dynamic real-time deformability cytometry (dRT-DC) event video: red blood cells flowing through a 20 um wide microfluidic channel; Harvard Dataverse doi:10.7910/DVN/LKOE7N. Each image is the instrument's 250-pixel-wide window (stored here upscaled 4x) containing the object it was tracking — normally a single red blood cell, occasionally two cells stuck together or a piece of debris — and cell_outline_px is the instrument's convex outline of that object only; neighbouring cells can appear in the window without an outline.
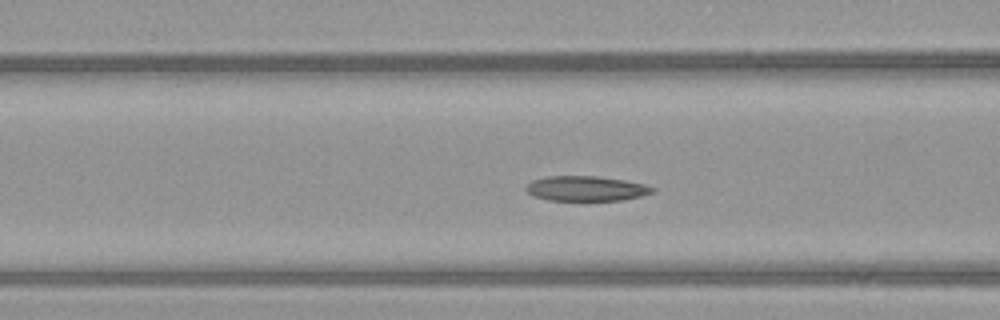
{"species": "common noctule bat (a hibernating species)", "species_latin": "Nyctalus noctula", "temperature_condition": "warm", "stored_images_in_passage": 52, "camera_frame_rate_fps": 3000, "um_per_image_px": 0.085, "animal": {"sex": "female", "body_mass_g": 21.9}, "frame": {"image": 1, "passage_image": 19, "time_ms": 6.0, "image_size_px": [1000, 320], "cell_outline_px": [[656, 188], [652, 192], [640, 196], [620, 200], [548, 200], [532, 196], [524, 188], [532, 180], [544, 176], [596, 176], [624, 180], [644, 184]], "centroid_in_image_um": [49.77, 16.02], "position_along_channel_um": 116.8, "area_um2": 18.32}}
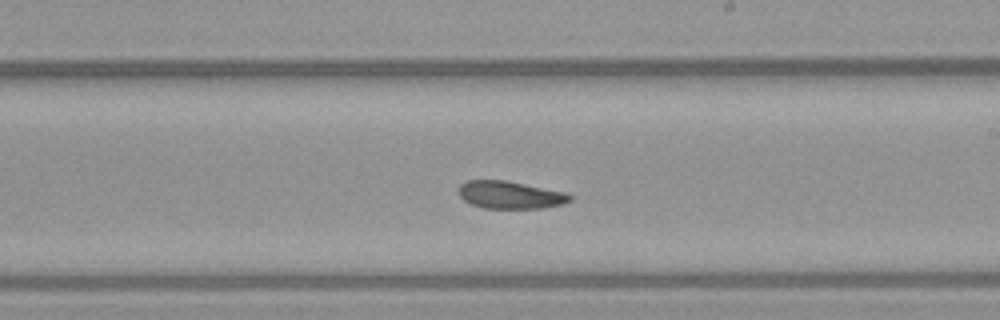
{"frame": {"image": 2, "passage_image": 29, "time_ms": 9.333, "image_size_px": [1000, 320], "cell_outline_px": [[572, 200], [560, 204], [544, 208], [484, 208], [472, 204], [464, 200], [460, 196], [460, 184], [468, 180], [504, 180], [564, 192], [572, 196]], "centroid_in_image_um": [43.35, 16.57], "position_along_channel_um": 245.6, "area_um2": 17.57}}
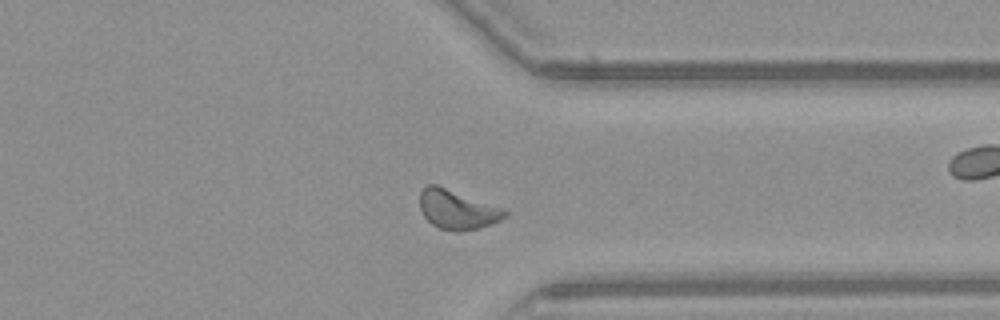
{"frame": {"image": 3, "passage_image": 39, "time_ms": 12.667, "image_size_px": [1000, 320], "cell_outline_px": [[508, 216], [492, 224], [460, 232], [456, 232], [440, 228], [432, 224], [424, 216], [420, 208], [420, 192], [428, 184], [436, 184], [504, 208], [508, 212]], "centroid_in_image_um": [38.88, 17.81], "position_along_channel_um": 372.5, "area_um2": 19.48}, "authors_computed_cell_mechanics": {"area_um2": 18.9584, "velocity_mm_per_s": 3.8622, "shape_relaxation_time_tau1_ms": 4.3701, "shape_relaxation_time_tau2_ms": 6.2587, "deformation_change_tau1": 0.1161, "deformation_change_tau2": 0.141}}